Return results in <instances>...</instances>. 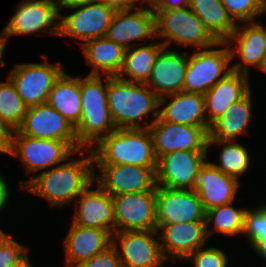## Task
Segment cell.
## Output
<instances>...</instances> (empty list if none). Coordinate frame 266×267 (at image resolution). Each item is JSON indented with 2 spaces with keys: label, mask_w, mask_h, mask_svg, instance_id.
<instances>
[{
  "label": "cell",
  "mask_w": 266,
  "mask_h": 267,
  "mask_svg": "<svg viewBox=\"0 0 266 267\" xmlns=\"http://www.w3.org/2000/svg\"><path fill=\"white\" fill-rule=\"evenodd\" d=\"M156 39L168 48L191 47L194 50L215 45L218 40L211 34L202 20L189 6L180 9H156Z\"/></svg>",
  "instance_id": "5b68a950"
},
{
  "label": "cell",
  "mask_w": 266,
  "mask_h": 267,
  "mask_svg": "<svg viewBox=\"0 0 266 267\" xmlns=\"http://www.w3.org/2000/svg\"><path fill=\"white\" fill-rule=\"evenodd\" d=\"M75 151L64 141L32 138L20 134L17 130L10 132L9 149L7 156H12L25 168L26 176L17 183L19 190L37 173L47 171L63 163ZM35 174V175H34Z\"/></svg>",
  "instance_id": "8992f818"
},
{
  "label": "cell",
  "mask_w": 266,
  "mask_h": 267,
  "mask_svg": "<svg viewBox=\"0 0 266 267\" xmlns=\"http://www.w3.org/2000/svg\"><path fill=\"white\" fill-rule=\"evenodd\" d=\"M248 207L235 206V203L221 205L206 210L205 223L209 240L215 235L224 237L242 236L244 215Z\"/></svg>",
  "instance_id": "d6a6232c"
},
{
  "label": "cell",
  "mask_w": 266,
  "mask_h": 267,
  "mask_svg": "<svg viewBox=\"0 0 266 267\" xmlns=\"http://www.w3.org/2000/svg\"><path fill=\"white\" fill-rule=\"evenodd\" d=\"M95 1L109 5L115 10L135 9L134 0H95Z\"/></svg>",
  "instance_id": "60d3db41"
},
{
  "label": "cell",
  "mask_w": 266,
  "mask_h": 267,
  "mask_svg": "<svg viewBox=\"0 0 266 267\" xmlns=\"http://www.w3.org/2000/svg\"><path fill=\"white\" fill-rule=\"evenodd\" d=\"M107 98L116 129L149 128L159 117L160 98L144 83L108 76Z\"/></svg>",
  "instance_id": "7a4b0ae2"
},
{
  "label": "cell",
  "mask_w": 266,
  "mask_h": 267,
  "mask_svg": "<svg viewBox=\"0 0 266 267\" xmlns=\"http://www.w3.org/2000/svg\"><path fill=\"white\" fill-rule=\"evenodd\" d=\"M62 10H69V13L62 14ZM115 12L114 8L95 0L63 7L60 9L59 37L72 38L79 46L104 37Z\"/></svg>",
  "instance_id": "9c48e42d"
},
{
  "label": "cell",
  "mask_w": 266,
  "mask_h": 267,
  "mask_svg": "<svg viewBox=\"0 0 266 267\" xmlns=\"http://www.w3.org/2000/svg\"><path fill=\"white\" fill-rule=\"evenodd\" d=\"M188 52L164 47L146 85L159 97L184 91Z\"/></svg>",
  "instance_id": "7402d4cb"
},
{
  "label": "cell",
  "mask_w": 266,
  "mask_h": 267,
  "mask_svg": "<svg viewBox=\"0 0 266 267\" xmlns=\"http://www.w3.org/2000/svg\"><path fill=\"white\" fill-rule=\"evenodd\" d=\"M165 46L158 40L125 49L122 68L117 75L122 80L144 83L149 80L160 51Z\"/></svg>",
  "instance_id": "4dcf8cb0"
},
{
  "label": "cell",
  "mask_w": 266,
  "mask_h": 267,
  "mask_svg": "<svg viewBox=\"0 0 266 267\" xmlns=\"http://www.w3.org/2000/svg\"><path fill=\"white\" fill-rule=\"evenodd\" d=\"M54 1L57 3L59 9H61L63 7H68L74 4H79L91 0H54Z\"/></svg>",
  "instance_id": "bcb514c9"
},
{
  "label": "cell",
  "mask_w": 266,
  "mask_h": 267,
  "mask_svg": "<svg viewBox=\"0 0 266 267\" xmlns=\"http://www.w3.org/2000/svg\"><path fill=\"white\" fill-rule=\"evenodd\" d=\"M217 149L216 160L210 161L218 170L224 174L237 179L239 182L240 178L245 175L246 172L252 168L251 164L253 161L251 158V151L249 152L247 146L238 140H212L207 139V150L208 153L212 152L211 149Z\"/></svg>",
  "instance_id": "f546056e"
},
{
  "label": "cell",
  "mask_w": 266,
  "mask_h": 267,
  "mask_svg": "<svg viewBox=\"0 0 266 267\" xmlns=\"http://www.w3.org/2000/svg\"><path fill=\"white\" fill-rule=\"evenodd\" d=\"M242 182L218 170L208 159L199 170L194 185L202 205L206 210L230 204L242 192Z\"/></svg>",
  "instance_id": "603a6c76"
},
{
  "label": "cell",
  "mask_w": 266,
  "mask_h": 267,
  "mask_svg": "<svg viewBox=\"0 0 266 267\" xmlns=\"http://www.w3.org/2000/svg\"><path fill=\"white\" fill-rule=\"evenodd\" d=\"M262 6L264 7V9L266 10V0H261Z\"/></svg>",
  "instance_id": "681fc988"
},
{
  "label": "cell",
  "mask_w": 266,
  "mask_h": 267,
  "mask_svg": "<svg viewBox=\"0 0 266 267\" xmlns=\"http://www.w3.org/2000/svg\"><path fill=\"white\" fill-rule=\"evenodd\" d=\"M8 179L3 176V173L0 172V214L4 213L3 211L6 210L8 207L9 201L11 199V190Z\"/></svg>",
  "instance_id": "ab89813d"
},
{
  "label": "cell",
  "mask_w": 266,
  "mask_h": 267,
  "mask_svg": "<svg viewBox=\"0 0 266 267\" xmlns=\"http://www.w3.org/2000/svg\"><path fill=\"white\" fill-rule=\"evenodd\" d=\"M12 13L0 31L6 45L13 36L59 37L60 9L54 0H21Z\"/></svg>",
  "instance_id": "52a82bcc"
},
{
  "label": "cell",
  "mask_w": 266,
  "mask_h": 267,
  "mask_svg": "<svg viewBox=\"0 0 266 267\" xmlns=\"http://www.w3.org/2000/svg\"><path fill=\"white\" fill-rule=\"evenodd\" d=\"M252 89L240 100L232 104L224 114L210 125L208 139L240 140L247 138L252 125L253 113Z\"/></svg>",
  "instance_id": "4316f807"
},
{
  "label": "cell",
  "mask_w": 266,
  "mask_h": 267,
  "mask_svg": "<svg viewBox=\"0 0 266 267\" xmlns=\"http://www.w3.org/2000/svg\"><path fill=\"white\" fill-rule=\"evenodd\" d=\"M107 88V75H80L82 114L75 131L83 149H91L116 130L108 106Z\"/></svg>",
  "instance_id": "3957f363"
},
{
  "label": "cell",
  "mask_w": 266,
  "mask_h": 267,
  "mask_svg": "<svg viewBox=\"0 0 266 267\" xmlns=\"http://www.w3.org/2000/svg\"><path fill=\"white\" fill-rule=\"evenodd\" d=\"M74 267H123L116 248L111 245L91 259L79 262Z\"/></svg>",
  "instance_id": "f35d334b"
},
{
  "label": "cell",
  "mask_w": 266,
  "mask_h": 267,
  "mask_svg": "<svg viewBox=\"0 0 266 267\" xmlns=\"http://www.w3.org/2000/svg\"><path fill=\"white\" fill-rule=\"evenodd\" d=\"M27 109L11 79L7 77L6 81H0V122L9 132L20 127Z\"/></svg>",
  "instance_id": "e575fe53"
},
{
  "label": "cell",
  "mask_w": 266,
  "mask_h": 267,
  "mask_svg": "<svg viewBox=\"0 0 266 267\" xmlns=\"http://www.w3.org/2000/svg\"><path fill=\"white\" fill-rule=\"evenodd\" d=\"M206 211L195 190L156 186L157 225L205 222Z\"/></svg>",
  "instance_id": "2e32d148"
},
{
  "label": "cell",
  "mask_w": 266,
  "mask_h": 267,
  "mask_svg": "<svg viewBox=\"0 0 266 267\" xmlns=\"http://www.w3.org/2000/svg\"><path fill=\"white\" fill-rule=\"evenodd\" d=\"M250 76L232 71L204 94L205 115L209 126L252 89Z\"/></svg>",
  "instance_id": "484cf974"
},
{
  "label": "cell",
  "mask_w": 266,
  "mask_h": 267,
  "mask_svg": "<svg viewBox=\"0 0 266 267\" xmlns=\"http://www.w3.org/2000/svg\"><path fill=\"white\" fill-rule=\"evenodd\" d=\"M232 72V58L226 41L188 52L184 91L205 94Z\"/></svg>",
  "instance_id": "ba28073f"
},
{
  "label": "cell",
  "mask_w": 266,
  "mask_h": 267,
  "mask_svg": "<svg viewBox=\"0 0 266 267\" xmlns=\"http://www.w3.org/2000/svg\"><path fill=\"white\" fill-rule=\"evenodd\" d=\"M225 252L218 246L206 245L190 254L184 262L190 263L192 267H231L228 263L231 261L230 256Z\"/></svg>",
  "instance_id": "8d00e7d4"
},
{
  "label": "cell",
  "mask_w": 266,
  "mask_h": 267,
  "mask_svg": "<svg viewBox=\"0 0 266 267\" xmlns=\"http://www.w3.org/2000/svg\"><path fill=\"white\" fill-rule=\"evenodd\" d=\"M114 233L121 231L157 230L156 191L112 196Z\"/></svg>",
  "instance_id": "5bb4252c"
},
{
  "label": "cell",
  "mask_w": 266,
  "mask_h": 267,
  "mask_svg": "<svg viewBox=\"0 0 266 267\" xmlns=\"http://www.w3.org/2000/svg\"><path fill=\"white\" fill-rule=\"evenodd\" d=\"M42 61L16 63L8 74L28 107L47 103L52 86L65 71L61 61L52 63L46 54H42Z\"/></svg>",
  "instance_id": "30bf717a"
},
{
  "label": "cell",
  "mask_w": 266,
  "mask_h": 267,
  "mask_svg": "<svg viewBox=\"0 0 266 267\" xmlns=\"http://www.w3.org/2000/svg\"><path fill=\"white\" fill-rule=\"evenodd\" d=\"M94 165L157 167L149 128L116 129L91 148Z\"/></svg>",
  "instance_id": "277c9868"
},
{
  "label": "cell",
  "mask_w": 266,
  "mask_h": 267,
  "mask_svg": "<svg viewBox=\"0 0 266 267\" xmlns=\"http://www.w3.org/2000/svg\"><path fill=\"white\" fill-rule=\"evenodd\" d=\"M88 75L117 76L122 68L125 49L106 36L95 38L80 46Z\"/></svg>",
  "instance_id": "83f0119b"
},
{
  "label": "cell",
  "mask_w": 266,
  "mask_h": 267,
  "mask_svg": "<svg viewBox=\"0 0 266 267\" xmlns=\"http://www.w3.org/2000/svg\"><path fill=\"white\" fill-rule=\"evenodd\" d=\"M258 70V72H262L263 74L266 75V51L264 53V55L262 56L261 62L258 66V68L256 69V71Z\"/></svg>",
  "instance_id": "c3c4849f"
},
{
  "label": "cell",
  "mask_w": 266,
  "mask_h": 267,
  "mask_svg": "<svg viewBox=\"0 0 266 267\" xmlns=\"http://www.w3.org/2000/svg\"><path fill=\"white\" fill-rule=\"evenodd\" d=\"M189 7L218 41H226L235 32L237 24L221 0H189Z\"/></svg>",
  "instance_id": "1f68e13d"
},
{
  "label": "cell",
  "mask_w": 266,
  "mask_h": 267,
  "mask_svg": "<svg viewBox=\"0 0 266 267\" xmlns=\"http://www.w3.org/2000/svg\"><path fill=\"white\" fill-rule=\"evenodd\" d=\"M226 42L231 52L232 71L251 75L252 68H258L266 51V24L261 20L237 24Z\"/></svg>",
  "instance_id": "ffe728a7"
},
{
  "label": "cell",
  "mask_w": 266,
  "mask_h": 267,
  "mask_svg": "<svg viewBox=\"0 0 266 267\" xmlns=\"http://www.w3.org/2000/svg\"><path fill=\"white\" fill-rule=\"evenodd\" d=\"M71 222L81 227L103 229L114 233L112 196L93 181L76 199Z\"/></svg>",
  "instance_id": "44dd1931"
},
{
  "label": "cell",
  "mask_w": 266,
  "mask_h": 267,
  "mask_svg": "<svg viewBox=\"0 0 266 267\" xmlns=\"http://www.w3.org/2000/svg\"><path fill=\"white\" fill-rule=\"evenodd\" d=\"M255 206V207H253ZM248 207L244 215V228L242 236L248 242L254 256L266 264V203Z\"/></svg>",
  "instance_id": "836d02e7"
},
{
  "label": "cell",
  "mask_w": 266,
  "mask_h": 267,
  "mask_svg": "<svg viewBox=\"0 0 266 267\" xmlns=\"http://www.w3.org/2000/svg\"><path fill=\"white\" fill-rule=\"evenodd\" d=\"M47 103L76 128L82 114L80 74L74 76L65 70L52 86Z\"/></svg>",
  "instance_id": "f1b7e54d"
},
{
  "label": "cell",
  "mask_w": 266,
  "mask_h": 267,
  "mask_svg": "<svg viewBox=\"0 0 266 267\" xmlns=\"http://www.w3.org/2000/svg\"><path fill=\"white\" fill-rule=\"evenodd\" d=\"M210 153L175 151L157 160L156 186L194 190L197 174Z\"/></svg>",
  "instance_id": "ac0fdd59"
},
{
  "label": "cell",
  "mask_w": 266,
  "mask_h": 267,
  "mask_svg": "<svg viewBox=\"0 0 266 267\" xmlns=\"http://www.w3.org/2000/svg\"><path fill=\"white\" fill-rule=\"evenodd\" d=\"M106 37L124 49L151 43L156 40L154 11L140 8L116 10Z\"/></svg>",
  "instance_id": "e0dca14e"
},
{
  "label": "cell",
  "mask_w": 266,
  "mask_h": 267,
  "mask_svg": "<svg viewBox=\"0 0 266 267\" xmlns=\"http://www.w3.org/2000/svg\"><path fill=\"white\" fill-rule=\"evenodd\" d=\"M149 130L157 160L175 151L208 152V133L202 127L167 122L158 117Z\"/></svg>",
  "instance_id": "9a60e30c"
},
{
  "label": "cell",
  "mask_w": 266,
  "mask_h": 267,
  "mask_svg": "<svg viewBox=\"0 0 266 267\" xmlns=\"http://www.w3.org/2000/svg\"><path fill=\"white\" fill-rule=\"evenodd\" d=\"M17 131L32 138L64 141L74 151L83 149L78 144L75 127L48 103L28 107Z\"/></svg>",
  "instance_id": "4fadbf2b"
},
{
  "label": "cell",
  "mask_w": 266,
  "mask_h": 267,
  "mask_svg": "<svg viewBox=\"0 0 266 267\" xmlns=\"http://www.w3.org/2000/svg\"><path fill=\"white\" fill-rule=\"evenodd\" d=\"M123 267H165L157 230L121 231L113 233Z\"/></svg>",
  "instance_id": "7c38bea8"
},
{
  "label": "cell",
  "mask_w": 266,
  "mask_h": 267,
  "mask_svg": "<svg viewBox=\"0 0 266 267\" xmlns=\"http://www.w3.org/2000/svg\"><path fill=\"white\" fill-rule=\"evenodd\" d=\"M10 132L0 122V153L7 155L9 149Z\"/></svg>",
  "instance_id": "7bdbcfd3"
},
{
  "label": "cell",
  "mask_w": 266,
  "mask_h": 267,
  "mask_svg": "<svg viewBox=\"0 0 266 267\" xmlns=\"http://www.w3.org/2000/svg\"><path fill=\"white\" fill-rule=\"evenodd\" d=\"M135 8L155 11L161 4V0H134Z\"/></svg>",
  "instance_id": "ee69618b"
},
{
  "label": "cell",
  "mask_w": 266,
  "mask_h": 267,
  "mask_svg": "<svg viewBox=\"0 0 266 267\" xmlns=\"http://www.w3.org/2000/svg\"><path fill=\"white\" fill-rule=\"evenodd\" d=\"M159 117L167 122L202 127L210 126L205 115V97L200 93L181 91L160 98Z\"/></svg>",
  "instance_id": "d4e9b609"
},
{
  "label": "cell",
  "mask_w": 266,
  "mask_h": 267,
  "mask_svg": "<svg viewBox=\"0 0 266 267\" xmlns=\"http://www.w3.org/2000/svg\"><path fill=\"white\" fill-rule=\"evenodd\" d=\"M4 230L0 228V267H10L30 252V246L21 244L16 240L17 237Z\"/></svg>",
  "instance_id": "74e56055"
},
{
  "label": "cell",
  "mask_w": 266,
  "mask_h": 267,
  "mask_svg": "<svg viewBox=\"0 0 266 267\" xmlns=\"http://www.w3.org/2000/svg\"><path fill=\"white\" fill-rule=\"evenodd\" d=\"M31 254H29V252L20 260L18 261L16 264H14L13 266L10 267H33L34 266V262H32L30 256Z\"/></svg>",
  "instance_id": "f6af8a7d"
},
{
  "label": "cell",
  "mask_w": 266,
  "mask_h": 267,
  "mask_svg": "<svg viewBox=\"0 0 266 267\" xmlns=\"http://www.w3.org/2000/svg\"><path fill=\"white\" fill-rule=\"evenodd\" d=\"M63 237L64 267H74L91 259L112 245V233L103 229L81 227L71 222ZM66 253V254H65ZM65 259V260H64Z\"/></svg>",
  "instance_id": "cb8c5ba5"
},
{
  "label": "cell",
  "mask_w": 266,
  "mask_h": 267,
  "mask_svg": "<svg viewBox=\"0 0 266 267\" xmlns=\"http://www.w3.org/2000/svg\"><path fill=\"white\" fill-rule=\"evenodd\" d=\"M156 170L129 164L94 165V181L111 196L156 191Z\"/></svg>",
  "instance_id": "8fae6325"
},
{
  "label": "cell",
  "mask_w": 266,
  "mask_h": 267,
  "mask_svg": "<svg viewBox=\"0 0 266 267\" xmlns=\"http://www.w3.org/2000/svg\"><path fill=\"white\" fill-rule=\"evenodd\" d=\"M189 6V0H161V4L157 9H180Z\"/></svg>",
  "instance_id": "b9f144b4"
},
{
  "label": "cell",
  "mask_w": 266,
  "mask_h": 267,
  "mask_svg": "<svg viewBox=\"0 0 266 267\" xmlns=\"http://www.w3.org/2000/svg\"><path fill=\"white\" fill-rule=\"evenodd\" d=\"M229 16L236 24L261 20L266 10L261 0H221Z\"/></svg>",
  "instance_id": "d590c367"
},
{
  "label": "cell",
  "mask_w": 266,
  "mask_h": 267,
  "mask_svg": "<svg viewBox=\"0 0 266 267\" xmlns=\"http://www.w3.org/2000/svg\"><path fill=\"white\" fill-rule=\"evenodd\" d=\"M8 45L5 44V42L2 40L0 36V67L1 66H7L6 61L4 60V52L6 50Z\"/></svg>",
  "instance_id": "7dc6e473"
},
{
  "label": "cell",
  "mask_w": 266,
  "mask_h": 267,
  "mask_svg": "<svg viewBox=\"0 0 266 267\" xmlns=\"http://www.w3.org/2000/svg\"><path fill=\"white\" fill-rule=\"evenodd\" d=\"M76 154L78 156H76ZM76 156V157H75ZM94 181L91 149L75 151L63 163L34 176L23 188L48 202L50 208L73 206L77 197ZM25 192V193H24Z\"/></svg>",
  "instance_id": "6da1fadb"
},
{
  "label": "cell",
  "mask_w": 266,
  "mask_h": 267,
  "mask_svg": "<svg viewBox=\"0 0 266 267\" xmlns=\"http://www.w3.org/2000/svg\"><path fill=\"white\" fill-rule=\"evenodd\" d=\"M160 247L167 264L181 263L197 249L205 247L209 238L205 222L157 225ZM170 261V262H168Z\"/></svg>",
  "instance_id": "d6986e66"
}]
</instances>
